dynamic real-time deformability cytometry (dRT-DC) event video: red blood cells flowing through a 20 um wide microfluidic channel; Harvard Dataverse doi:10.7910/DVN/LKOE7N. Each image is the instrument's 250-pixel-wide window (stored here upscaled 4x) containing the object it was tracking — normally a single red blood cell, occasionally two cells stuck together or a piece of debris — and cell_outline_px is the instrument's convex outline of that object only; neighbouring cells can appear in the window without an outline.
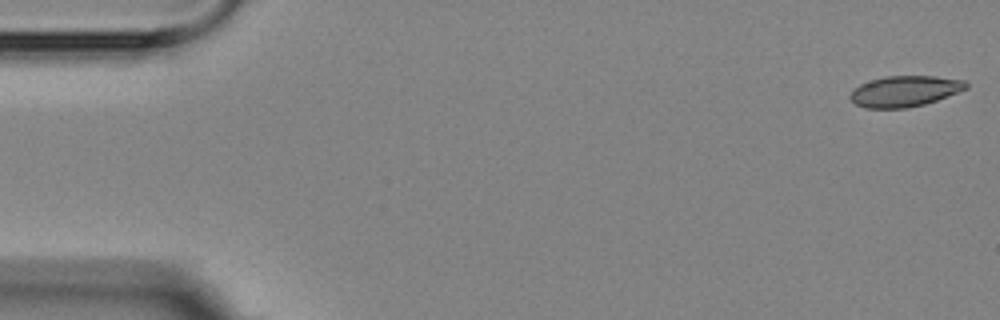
{"species": "Egyptian fruit bat (a non-hibernating species)", "species_latin": "Rousettus aegyptiacus", "temperature_condition": "room temperature", "stored_images_in_passage": 6, "segment_of_instrument_passage": [1, 2], "camera_frame_rate_fps": 3000, "um_per_image_px": 0.085, "animal": {"sex": "female"}, "frame": {"image": 1, "passage_image": 1, "time_ms": 0.0, "image_size_px": [1000, 320], "cell_outline_px": [[968, 88], [936, 100], [924, 104], [908, 108], [864, 108], [856, 104], [848, 96], [860, 84], [884, 76], [936, 76], [964, 80], [968, 84]], "centroid_in_image_um": [76.91, 7.75], "position_along_channel_um": 8.1, "area_um2": 20.69}}
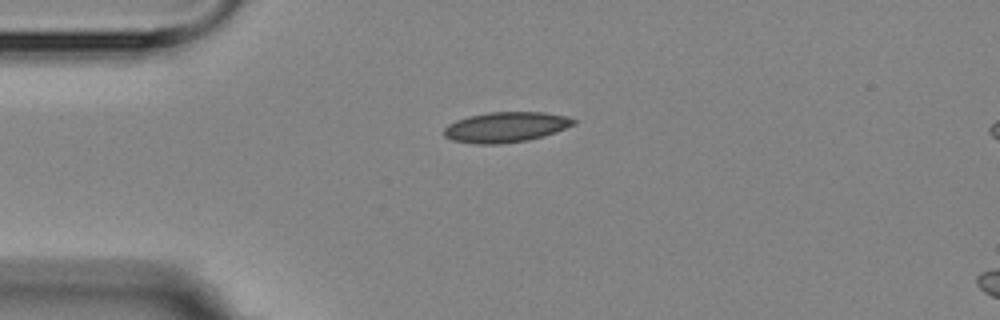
{"frame": {"image": 2, "passage_image": 4, "time_ms": 4.0, "image_size_px": [1000, 320], "cell_outline_px": [[576, 124], [556, 132], [544, 136], [528, 140], [500, 144], [476, 144], [452, 140], [444, 136], [444, 128], [448, 124], [456, 120], [468, 116], [488, 112], [544, 112], [568, 116], [576, 120]], "centroid_in_image_um": [43.01, 10.8], "position_along_channel_um": 42.0, "area_um2": 23.06}}